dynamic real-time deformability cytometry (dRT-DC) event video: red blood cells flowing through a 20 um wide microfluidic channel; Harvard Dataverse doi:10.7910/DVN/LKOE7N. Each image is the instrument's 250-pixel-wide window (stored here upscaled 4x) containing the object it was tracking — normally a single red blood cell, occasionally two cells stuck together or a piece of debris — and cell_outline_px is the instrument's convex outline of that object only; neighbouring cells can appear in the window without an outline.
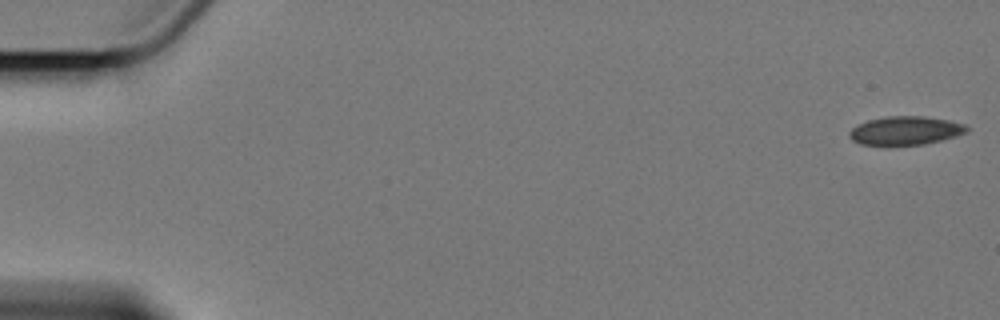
{"species": "Egyptian fruit bat (a non-hibernating species)", "species_latin": "Rousettus aegyptiacus", "temperature_condition": "cold", "stored_images_in_passage": 5, "camera_frame_rate_fps": 3000, "um_per_image_px": 0.085, "animal": {"sex": "female"}, "frame": {"image": 1, "passage_image": 1, "time_ms": 0.0, "image_size_px": [1000, 320], "cell_outline_px": [[968, 132], [956, 136], [924, 144], [860, 144], [852, 140], [848, 136], [848, 132], [856, 124], [868, 120], [888, 116], [924, 116], [948, 120], [964, 124], [968, 128]], "centroid_in_image_um": [76.94, 11.08], "position_along_channel_um": 8.1, "area_um2": 19.36}}
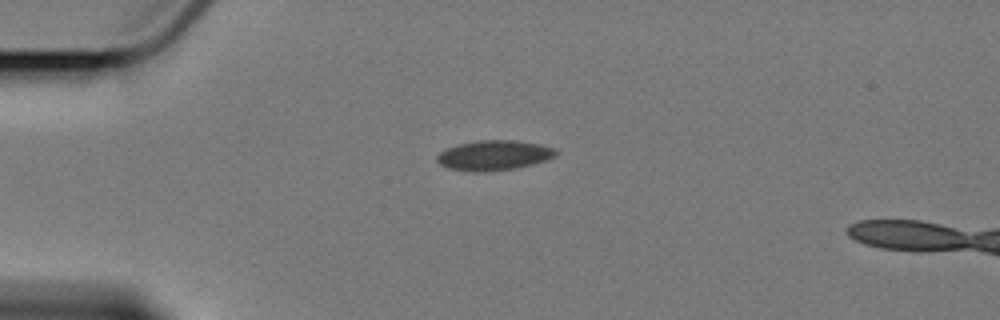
{"frame": {"image": 2, "passage_image": 5, "time_ms": 4.667, "image_size_px": [1000, 320], "cell_outline_px": [[560, 152], [556, 156], [548, 160], [516, 168], [488, 172], [472, 172], [448, 168], [440, 164], [436, 160], [436, 156], [440, 152], [448, 148], [460, 144], [480, 140], [512, 140], [540, 144], [552, 148]], "centroid_in_image_um": [42.0, 13.21], "position_along_channel_um": 43.0, "area_um2": 20.81}}